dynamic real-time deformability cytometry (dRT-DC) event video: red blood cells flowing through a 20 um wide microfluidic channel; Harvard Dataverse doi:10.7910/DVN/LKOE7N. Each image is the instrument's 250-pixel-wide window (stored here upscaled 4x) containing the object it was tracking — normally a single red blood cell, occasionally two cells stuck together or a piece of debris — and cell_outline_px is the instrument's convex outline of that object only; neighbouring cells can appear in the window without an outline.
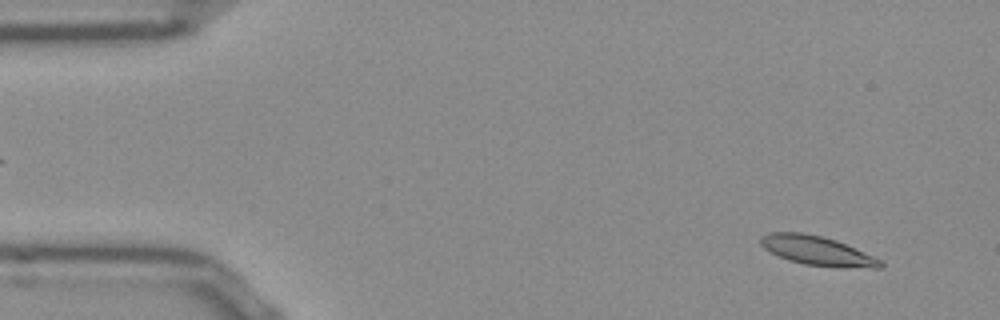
{"species": "Egyptian fruit bat (a non-hibernating species)", "species_latin": "Rousettus aegyptiacus", "temperature_condition": "room temperature", "stored_images_in_passage": 51, "camera_frame_rate_fps": 3000, "um_per_image_px": 0.085, "frame": {"image": 1, "passage_image": 3, "time_ms": 0.667, "image_size_px": [1000, 320], "cell_outline_px": [[884, 264], [880, 268], [840, 268], [804, 264], [788, 260], [764, 248], [760, 244], [760, 236], [768, 232], [800, 232], [824, 236], [836, 240], [884, 260]], "centroid_in_image_um": [69.51, 21.31], "position_along_channel_um": 15.5, "area_um2": 20.69}}
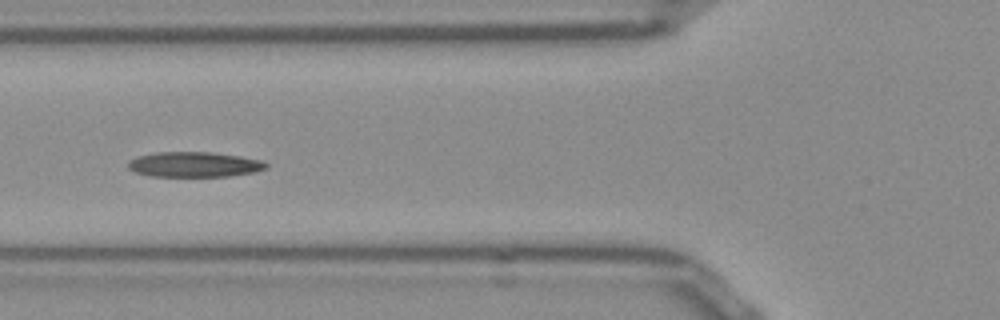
{"frame": {"image": 2, "passage_image": 18, "time_ms": 5.667, "image_size_px": [1000, 320], "cell_outline_px": [[268, 168], [256, 172], [228, 176], [152, 176], [136, 172], [128, 168], [128, 160], [136, 156], [152, 152], [212, 152], [240, 156], [264, 160], [268, 164]], "centroid_in_image_um": [16.53, 13.97], "position_along_channel_um": 109.3, "area_um2": 20.46}}
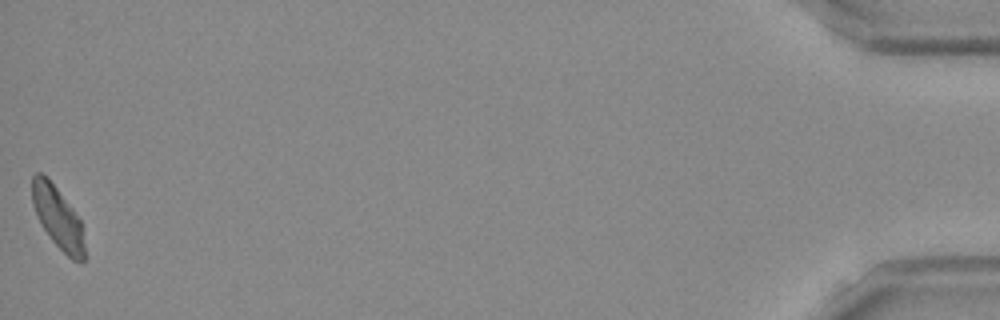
{"frame": {"image": 3, "passage_image": 51, "time_ms": 16.667, "image_size_px": [1000, 320], "cell_outline_px": [[84, 260], [72, 260], [52, 240], [44, 228], [32, 204], [32, 176], [36, 172], [40, 172], [56, 188], [72, 208], [80, 220], [84, 244]], "centroid_in_image_um": [4.9, 18.48], "position_along_channel_um": 430.3, "area_um2": 18.15}, "authors_computed_cell_mechanics": {"area_um2": 20.0566, "velocity_mm_per_s": 3.8461, "shape_relaxation_time_tau1_ms": 6.0507, "shape_relaxation_time_tau2_ms": 5.0772, "deformation_change_tau1": 0.1608, "deformation_change_tau2": 0.1234}}